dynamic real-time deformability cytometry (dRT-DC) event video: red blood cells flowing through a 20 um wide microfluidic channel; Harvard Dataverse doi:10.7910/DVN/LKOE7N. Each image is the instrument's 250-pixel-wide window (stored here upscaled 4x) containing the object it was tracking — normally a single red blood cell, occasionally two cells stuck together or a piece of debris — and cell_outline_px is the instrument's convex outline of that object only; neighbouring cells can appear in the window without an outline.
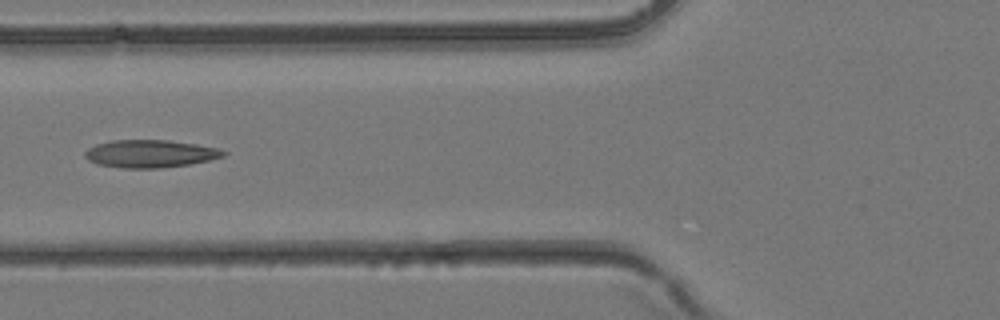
{"species": "common noctule bat (a hibernating species)", "species_latin": "Nyctalus noctula", "temperature_condition": "room temperature", "stored_images_in_passage": 38, "camera_frame_rate_fps": 3000, "um_per_image_px": 0.085, "animal": {"sex": "female", "body_mass_g": 24.6, "forearm_length_mm": 56.2}, "frame": {"image": 1, "passage_image": 15, "time_ms": 4.667, "image_size_px": [1000, 320], "cell_outline_px": [[228, 152], [224, 156], [208, 160], [188, 164], [160, 168], [124, 168], [96, 164], [88, 160], [84, 156], [84, 152], [88, 148], [96, 144], [112, 140], [168, 140], [196, 144], [220, 148]], "centroid_in_image_um": [12.75, 13.06], "position_along_channel_um": 113.0, "area_um2": 22.37}}
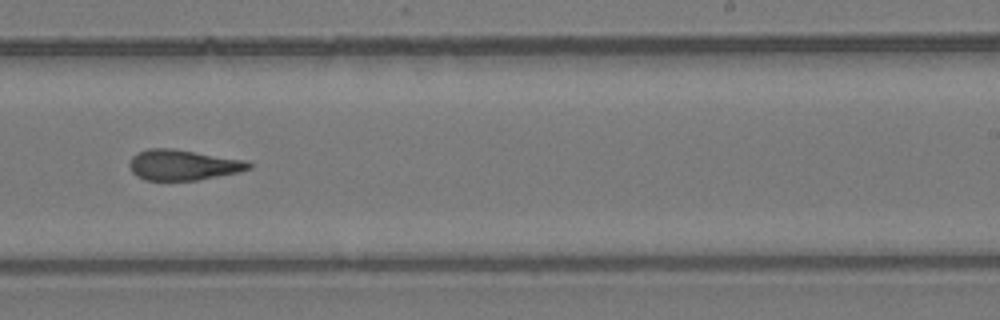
{"frame": {"image": 2, "passage_image": 24, "time_ms": 7.667, "image_size_px": [1000, 320], "cell_outline_px": [[252, 168], [240, 172], [196, 180], [144, 180], [136, 176], [132, 172], [128, 164], [132, 156], [136, 152], [148, 148], [172, 148], [248, 160], [252, 164]], "centroid_in_image_um": [15.56, 14.01], "position_along_channel_um": 273.4, "area_um2": 21.5}}
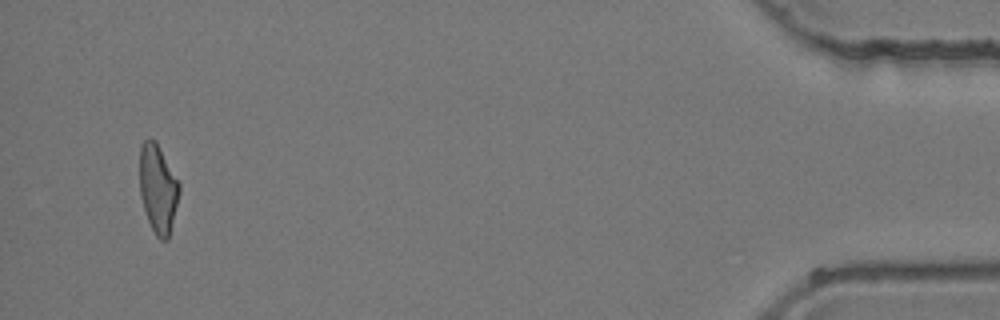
{"frame": {"image": 3, "passage_image": 37, "time_ms": 12.0, "image_size_px": [1000, 320], "cell_outline_px": [[180, 192], [168, 240], [160, 240], [156, 236], [148, 220], [140, 196], [140, 144], [148, 136], [156, 140], [180, 184]], "centroid_in_image_um": [13.42, 16.0], "position_along_channel_um": 421.8, "area_um2": 20.52}}